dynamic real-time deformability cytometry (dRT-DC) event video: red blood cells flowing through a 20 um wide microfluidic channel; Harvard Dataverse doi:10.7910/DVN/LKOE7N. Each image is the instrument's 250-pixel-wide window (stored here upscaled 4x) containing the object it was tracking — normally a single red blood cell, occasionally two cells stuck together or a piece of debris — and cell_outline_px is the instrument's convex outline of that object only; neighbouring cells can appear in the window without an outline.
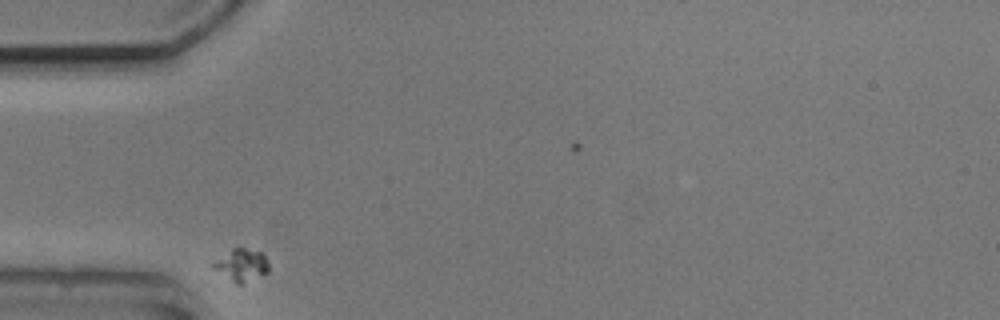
{"species": "common noctule bat (a hibernating species)", "species_latin": "Nyctalus noctula", "temperature_condition": "cold", "stored_images_in_passage": 2, "camera_frame_rate_fps": 3000, "um_per_image_px": 0.085, "animal": {"sex": "male", "body_mass_g": 20.5, "forearm_length_mm": 52.5}, "frame": {"image": 1, "passage_image": 1, "time_ms": 0.0, "image_size_px": [1000, 320], "cell_outline_px": [[268, 272], [244, 284], [236, 284], [212, 268], [208, 264], [212, 260], [232, 248], [244, 248], [260, 252], [268, 260]], "centroid_in_image_um": [20.46, 22.53], "position_along_channel_um": 64.5, "area_um2": 10.69}}